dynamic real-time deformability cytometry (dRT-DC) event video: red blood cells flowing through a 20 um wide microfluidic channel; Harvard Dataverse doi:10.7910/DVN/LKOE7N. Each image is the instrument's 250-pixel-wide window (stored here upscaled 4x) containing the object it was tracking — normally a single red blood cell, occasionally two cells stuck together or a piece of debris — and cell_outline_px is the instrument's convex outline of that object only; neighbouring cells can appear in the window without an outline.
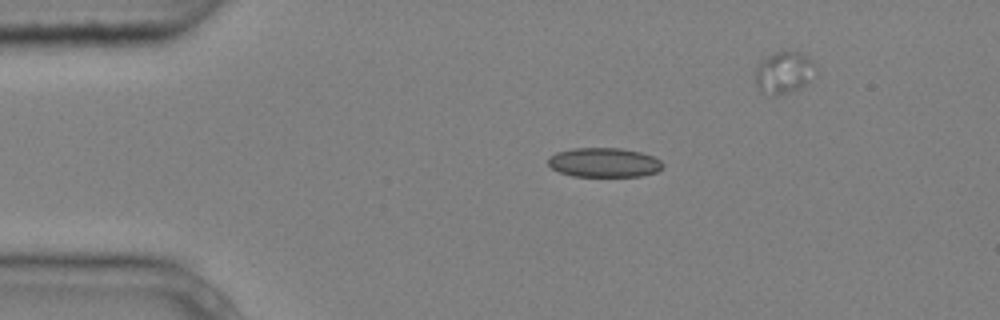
{"species": "common noctule bat (a hibernating species)", "species_latin": "Nyctalus noctula", "temperature_condition": "cold", "stored_images_in_passage": 3, "segment_of_instrument_passage": [1, 2], "camera_frame_rate_fps": 3000, "um_per_image_px": 0.085, "animal": {"sex": "male", "body_mass_g": 20.4}, "frame": {"image": 1, "passage_image": 1, "time_ms": 0.0, "image_size_px": [1000, 320], "cell_outline_px": [[664, 168], [656, 172], [640, 176], [572, 176], [560, 172], [552, 168], [548, 164], [548, 156], [556, 152], [572, 148], [620, 148], [640, 152], [652, 156], [660, 160], [664, 164]], "centroid_in_image_um": [51.34, 13.81], "position_along_channel_um": 33.7, "area_um2": 19.71}}